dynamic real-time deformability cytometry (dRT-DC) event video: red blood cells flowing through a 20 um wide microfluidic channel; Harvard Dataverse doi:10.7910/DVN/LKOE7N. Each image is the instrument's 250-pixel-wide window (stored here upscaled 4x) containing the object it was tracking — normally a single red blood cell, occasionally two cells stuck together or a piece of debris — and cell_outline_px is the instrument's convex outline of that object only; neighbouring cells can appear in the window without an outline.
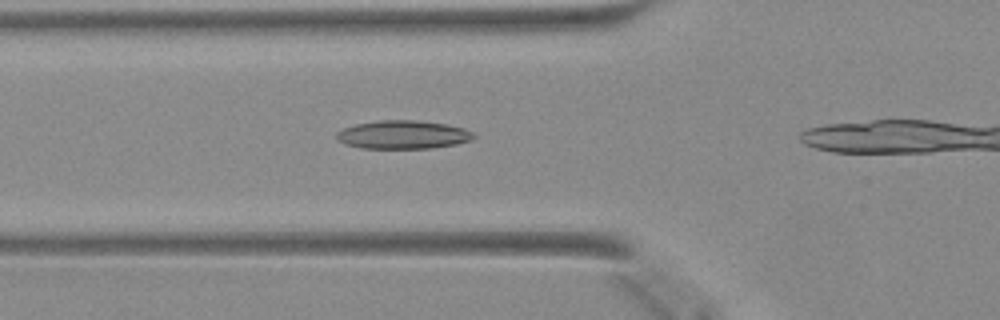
{"species": "Egyptian fruit bat (a non-hibernating species)", "species_latin": "Rousettus aegyptiacus", "temperature_condition": "warm", "stored_images_in_passage": 21, "camera_frame_rate_fps": 3000, "um_per_image_px": 0.085, "animal": {"sex": "female"}, "frame": {"image": 1, "passage_image": 8, "time_ms": 2.333, "image_size_px": [1000, 320], "cell_outline_px": [[476, 136], [472, 140], [456, 144], [432, 148], [360, 148], [344, 144], [336, 140], [336, 132], [344, 128], [356, 124], [376, 120], [416, 120], [448, 124], [464, 128], [476, 132]], "centroid_in_image_um": [34.27, 11.44], "position_along_channel_um": 91.5, "area_um2": 23.0}}
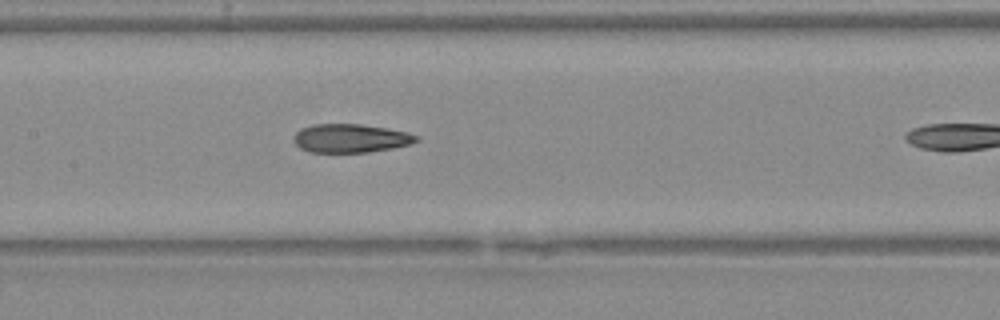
{"frame": {"image": 2, "passage_image": 14, "time_ms": 4.333, "image_size_px": [1000, 320], "cell_outline_px": [[420, 140], [408, 144], [392, 148], [368, 152], [308, 152], [300, 148], [292, 140], [292, 136], [300, 128], [312, 124], [360, 124], [388, 128], [408, 132], [416, 136]], "centroid_in_image_um": [29.74, 11.74], "position_along_channel_um": 177.7, "area_um2": 20.52}}
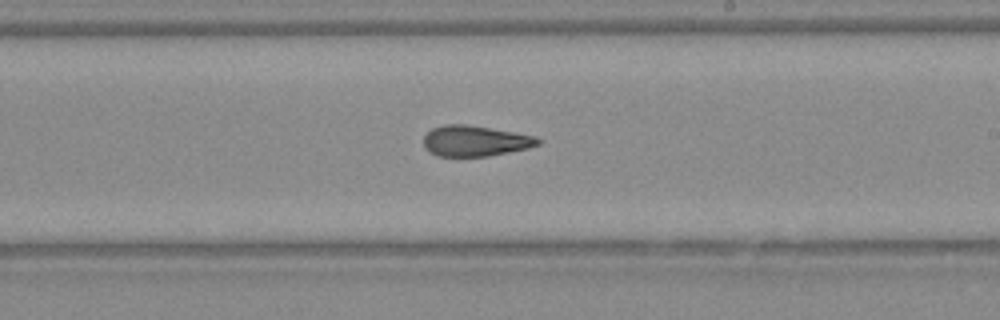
{"frame": {"image": 3, "passage_image": 19, "time_ms": 6.0, "image_size_px": [1000, 320], "cell_outline_px": [[540, 144], [528, 148], [488, 156], [436, 156], [424, 144], [424, 136], [432, 128], [444, 124], [468, 124], [516, 132], [536, 136], [540, 140]], "centroid_in_image_um": [40.41, 11.96], "position_along_channel_um": 248.6, "area_um2": 20.4}}